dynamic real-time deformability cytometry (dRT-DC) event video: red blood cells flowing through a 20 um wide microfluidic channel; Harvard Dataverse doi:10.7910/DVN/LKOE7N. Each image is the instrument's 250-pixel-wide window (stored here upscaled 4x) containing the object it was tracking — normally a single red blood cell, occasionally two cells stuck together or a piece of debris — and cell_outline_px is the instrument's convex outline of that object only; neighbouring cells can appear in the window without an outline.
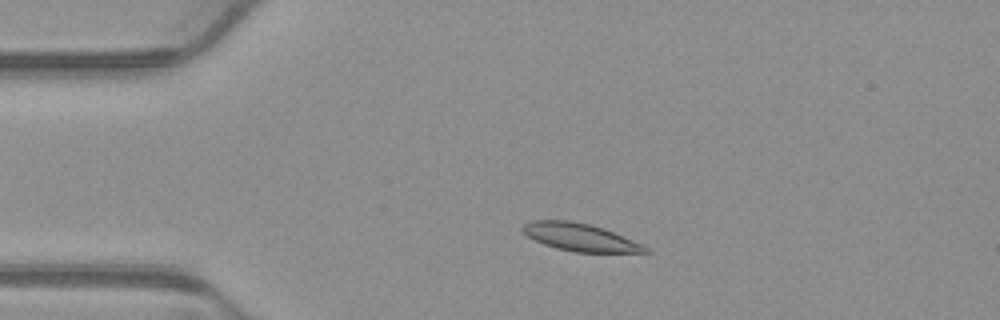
{"species": "common noctule bat (a hibernating species)", "species_latin": "Nyctalus noctula", "temperature_condition": "warm", "stored_images_in_passage": 3, "camera_frame_rate_fps": 3000, "um_per_image_px": 0.085, "animal": {"sex": "male", "body_mass_g": 23.1, "forearm_length_mm": 52.7}, "frame": {"image": 1, "passage_image": 2, "time_ms": 0.333, "image_size_px": [1000, 320], "cell_outline_px": [[652, 252], [576, 252], [556, 248], [544, 244], [528, 236], [520, 228], [524, 224], [532, 220], [568, 220], [588, 224], [604, 228], [644, 244]], "centroid_in_image_um": [49.33, 20.16], "position_along_channel_um": 35.7, "area_um2": 19.65}}